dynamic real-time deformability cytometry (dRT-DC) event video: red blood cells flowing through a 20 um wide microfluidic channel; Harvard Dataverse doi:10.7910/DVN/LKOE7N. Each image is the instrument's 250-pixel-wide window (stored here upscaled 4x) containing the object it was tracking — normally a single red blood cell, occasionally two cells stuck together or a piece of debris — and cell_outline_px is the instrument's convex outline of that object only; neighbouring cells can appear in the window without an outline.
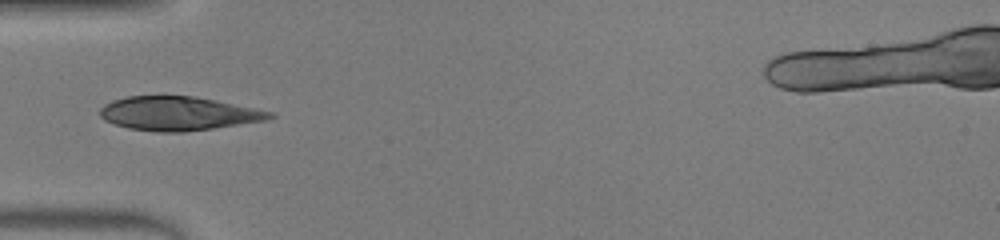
{"species": "human", "species_latin": "Homo sapiens", "temperature_condition": "warm", "stored_images_in_passage": 34, "segment_of_instrument_passage": [1, 2], "camera_frame_rate_fps": 3000, "um_per_image_px": 0.085, "donor": {"sex": "male"}, "frame": {"image": 1, "passage_image": 1, "time_ms": 0.0, "image_size_px": [1000, 240], "cell_outline_px": [[276, 116], [268, 120], [184, 132], [156, 132], [128, 128], [104, 120], [100, 116], [100, 108], [104, 104], [112, 100], [128, 96], [196, 96], [216, 100], [272, 112]], "centroid_in_image_um": [15.14, 9.65], "position_along_channel_um": 69.9, "area_um2": 33.41}}
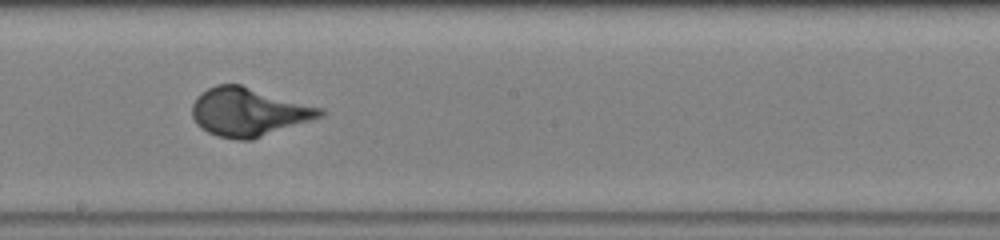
{"frame": {"image": 2, "passage_image": 12, "time_ms": 3.667, "image_size_px": [1000, 240], "cell_outline_px": [[324, 116], [252, 140], [236, 140], [220, 136], [208, 132], [196, 124], [192, 116], [192, 104], [196, 96], [200, 92], [216, 84], [240, 84], [324, 108]], "centroid_in_image_um": [21.13, 9.51], "position_along_channel_um": 227.1, "area_um2": 36.3}}
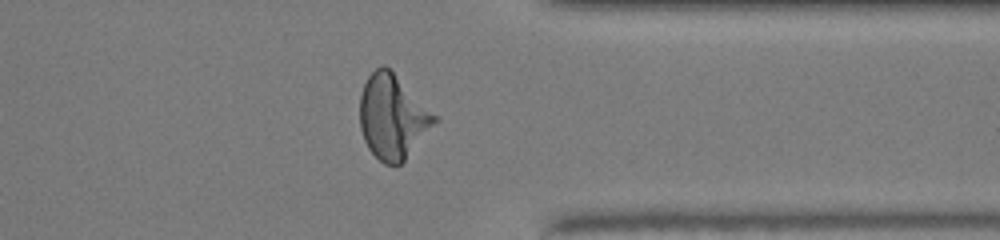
{"frame": {"image": 3, "passage_image": 23, "time_ms": 7.333, "image_size_px": [1000, 240], "cell_outline_px": [[440, 120], [404, 160], [400, 164], [384, 164], [368, 148], [364, 140], [360, 128], [360, 96], [364, 84], [368, 76], [376, 68], [384, 64]], "centroid_in_image_um": [33.36, 9.95], "position_along_channel_um": 378.0, "area_um2": 36.01}}